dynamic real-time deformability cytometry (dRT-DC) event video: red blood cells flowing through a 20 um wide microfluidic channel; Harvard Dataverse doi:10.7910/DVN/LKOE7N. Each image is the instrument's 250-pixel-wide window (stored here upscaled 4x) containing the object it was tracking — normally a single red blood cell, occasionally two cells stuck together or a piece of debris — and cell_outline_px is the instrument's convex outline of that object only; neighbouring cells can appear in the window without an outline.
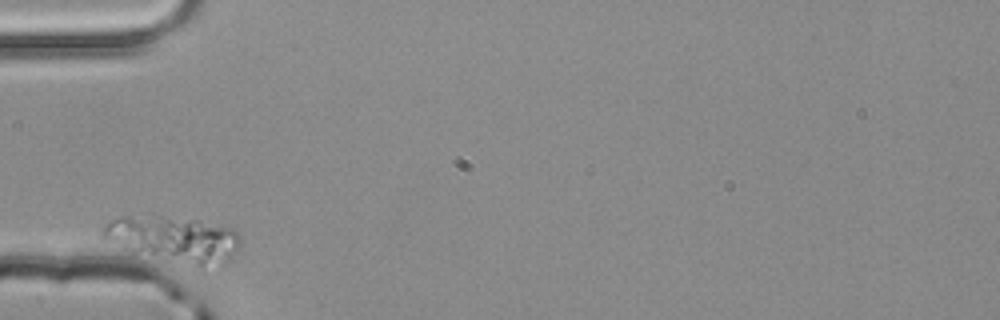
{"species": "common noctule bat (a hibernating species)", "species_latin": "Nyctalus noctula", "temperature_condition": "room temperature", "stored_images_in_passage": 3, "camera_frame_rate_fps": 3000, "um_per_image_px": 0.085, "animal": {"sex": "male", "body_mass_g": 20.4}, "frame": {"image": 1, "passage_image": 1, "time_ms": 0.0, "image_size_px": [1000, 320], "cell_outline_px": [[240, 248], [228, 264], [204, 272], [200, 272], [132, 252], [100, 240], [100, 232], [104, 224], [120, 216], [148, 212], [196, 220], [232, 228], [240, 236]], "centroid_in_image_um": [14.77, 20.39], "position_along_channel_um": 70.2, "area_um2": 40.23}}
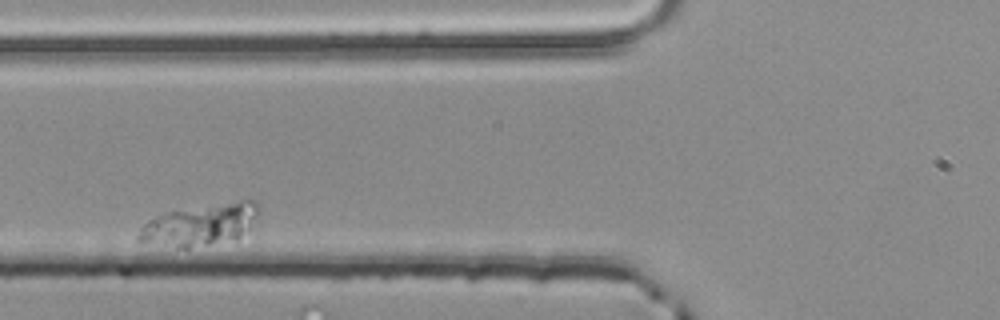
{"frame": {"image": 2, "passage_image": 2, "time_ms": 0.333, "image_size_px": [1000, 320], "cell_outline_px": [[260, 208], [248, 228], [236, 240], [188, 248], [176, 248], [136, 240], [136, 236], [140, 228], [148, 220], [164, 212], [240, 200], [252, 200]], "centroid_in_image_um": [16.97, 19.12], "position_along_channel_um": 108.8, "area_um2": 28.96}}
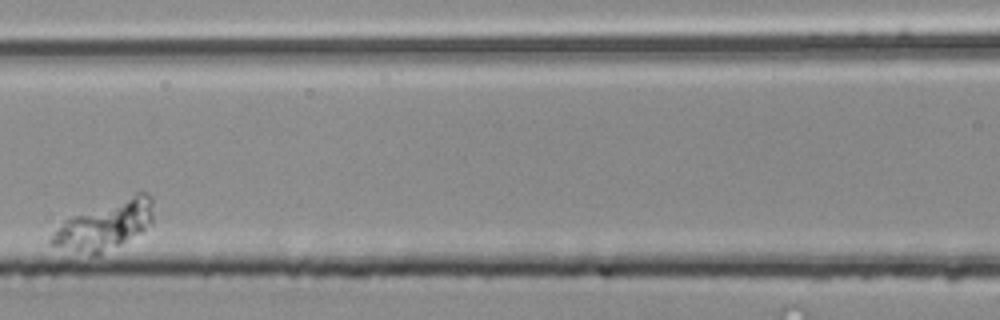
{"frame": {"image": 3, "passage_image": 3, "time_ms": 0.667, "image_size_px": [1000, 320], "cell_outline_px": [[152, 224], [140, 232], [100, 256], [88, 256], [48, 244], [48, 240], [64, 220], [72, 216], [136, 192], [148, 192], [152, 196]], "centroid_in_image_um": [8.91, 19.17], "position_along_channel_um": 157.7, "area_um2": 28.96}}